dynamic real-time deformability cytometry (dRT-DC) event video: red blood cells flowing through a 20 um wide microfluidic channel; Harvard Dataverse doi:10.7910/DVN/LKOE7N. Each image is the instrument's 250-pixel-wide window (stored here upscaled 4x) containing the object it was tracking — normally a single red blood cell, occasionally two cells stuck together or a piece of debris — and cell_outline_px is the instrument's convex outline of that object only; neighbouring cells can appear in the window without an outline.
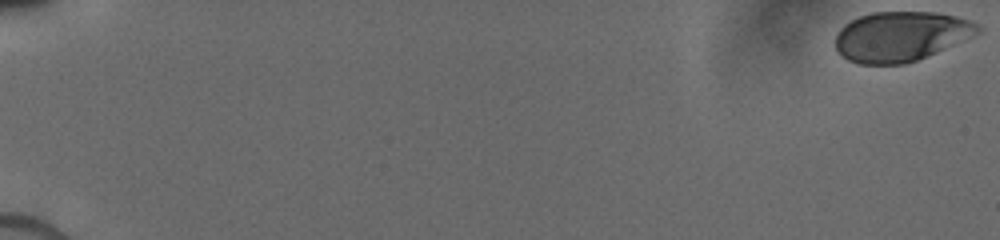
{"species": "human", "species_latin": "Homo sapiens", "temperature_condition": "cold", "stored_images_in_passage": 13, "camera_frame_rate_fps": 3000, "um_per_image_px": 0.085, "donor": {"sex": "male"}, "frame": {"image": 1, "passage_image": 1, "time_ms": 0.0, "image_size_px": [1000, 240], "cell_outline_px": [[984, 28], [980, 32], [936, 52], [916, 60], [904, 64], [860, 64], [848, 60], [836, 48], [836, 36], [840, 28], [844, 24], [860, 16], [872, 12], [936, 12], [956, 16], [980, 24]], "centroid_in_image_um": [76.58, 3.08], "position_along_channel_um": 8.4, "area_um2": 41.1}}
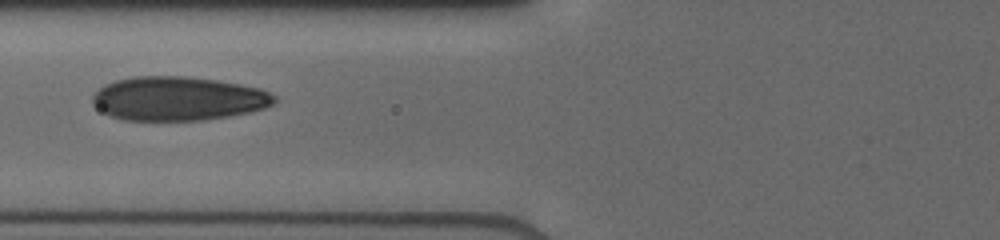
{"frame": {"image": 2, "passage_image": 11, "time_ms": 7.667, "image_size_px": [1000, 240], "cell_outline_px": [[276, 104], [252, 112], [204, 120], [124, 120], [108, 116], [92, 104], [92, 96], [104, 84], [116, 80], [136, 76], [184, 76], [216, 80], [240, 84], [260, 88], [276, 96]], "centroid_in_image_um": [15.14, 8.38], "position_along_channel_um": 110.7, "area_um2": 46.82}}
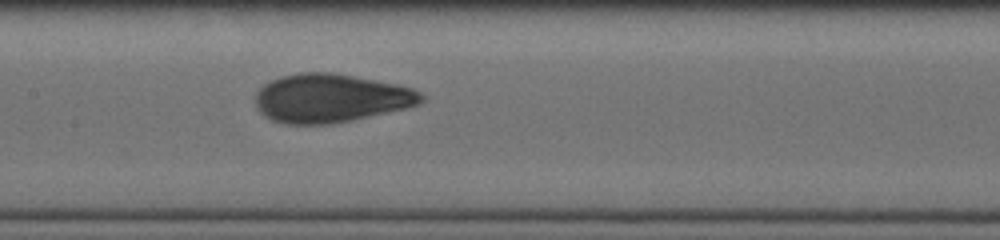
{"frame": {"image": 3, "passage_image": 13, "time_ms": 9.333, "image_size_px": [1000, 240], "cell_outline_px": [[424, 100], [416, 104], [404, 108], [332, 124], [284, 124], [272, 120], [264, 116], [256, 108], [256, 92], [264, 84], [280, 76], [300, 72], [332, 72], [412, 88], [420, 92], [424, 96]], "centroid_in_image_um": [28.03, 8.35], "position_along_channel_um": 179.4, "area_um2": 46.47}}